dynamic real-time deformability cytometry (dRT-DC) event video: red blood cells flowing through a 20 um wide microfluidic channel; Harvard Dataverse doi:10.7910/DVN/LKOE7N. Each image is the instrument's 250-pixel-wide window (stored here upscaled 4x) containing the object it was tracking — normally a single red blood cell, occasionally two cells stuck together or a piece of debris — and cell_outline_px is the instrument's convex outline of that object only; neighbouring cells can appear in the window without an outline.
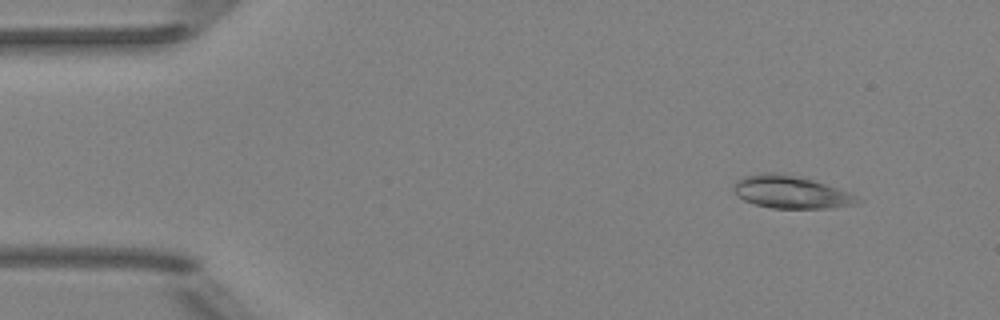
{"species": "Egyptian fruit bat (a non-hibernating species)", "species_latin": "Rousettus aegyptiacus", "temperature_condition": "room temperature", "stored_images_in_passage": 5, "camera_frame_rate_fps": 3000, "um_per_image_px": 0.085, "animal": {"sex": "female"}, "frame": {"image": 1, "passage_image": 2, "time_ms": 1.333, "image_size_px": [1000, 320], "cell_outline_px": [[864, 200], [856, 204], [832, 208], [772, 208], [756, 204], [744, 200], [736, 196], [732, 188], [736, 180], [744, 176], [760, 172], [784, 172], [812, 180], [836, 188], [856, 196]], "centroid_in_image_um": [67.17, 16.31], "position_along_channel_um": 17.8, "area_um2": 23.64}}
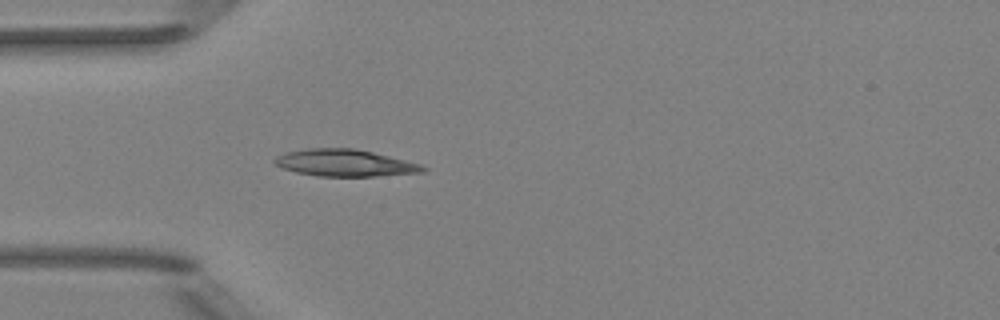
{"frame": {"image": 2, "passage_image": 5, "time_ms": 4.667, "image_size_px": [1000, 320], "cell_outline_px": [[428, 168], [424, 172], [376, 176], [320, 176], [296, 172], [280, 168], [272, 164], [272, 160], [276, 156], [284, 152], [304, 148], [356, 148], [420, 164]], "centroid_in_image_um": [29.23, 13.84], "position_along_channel_um": 55.8, "area_um2": 23.41}}